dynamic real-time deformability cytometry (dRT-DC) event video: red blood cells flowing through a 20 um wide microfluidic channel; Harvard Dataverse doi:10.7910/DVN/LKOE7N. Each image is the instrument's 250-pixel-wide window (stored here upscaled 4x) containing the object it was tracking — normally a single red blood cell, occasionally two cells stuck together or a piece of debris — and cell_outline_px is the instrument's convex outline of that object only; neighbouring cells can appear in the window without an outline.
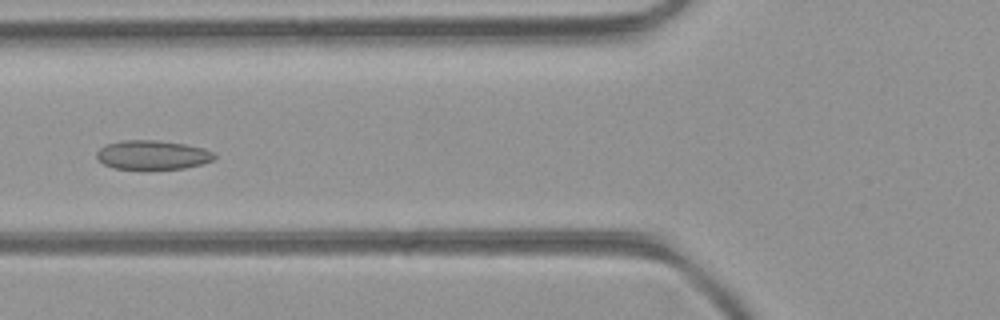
{"species": "common noctule bat (a hibernating species)", "species_latin": "Nyctalus noctula", "temperature_condition": "room temperature", "stored_images_in_passage": 49, "camera_frame_rate_fps": 3000, "um_per_image_px": 0.085, "animal": {"sex": "female", "body_mass_g": 21.9}, "frame": {"image": 1, "passage_image": 18, "time_ms": 5.667, "image_size_px": [1000, 320], "cell_outline_px": [[216, 156], [212, 160], [200, 164], [184, 168], [112, 168], [104, 164], [96, 156], [96, 152], [104, 144], [124, 140], [156, 140], [188, 144], [204, 148], [212, 152]], "centroid_in_image_um": [12.95, 13.14], "position_along_channel_um": 112.9, "area_um2": 19.77}}
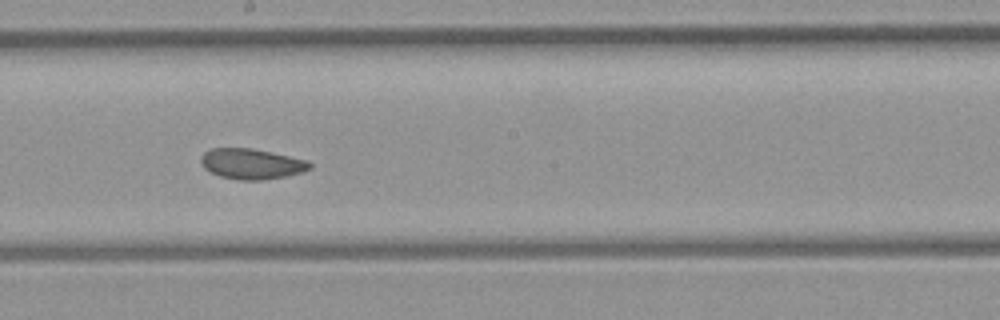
{"frame": {"image": 2, "passage_image": 26, "time_ms": 8.333, "image_size_px": [1000, 320], "cell_outline_px": [[312, 168], [304, 172], [284, 176], [260, 180], [240, 180], [220, 176], [204, 168], [200, 164], [200, 156], [204, 152], [212, 148], [252, 148], [308, 160], [312, 164]], "centroid_in_image_um": [21.38, 13.92], "position_along_channel_um": 226.8, "area_um2": 19.36}}
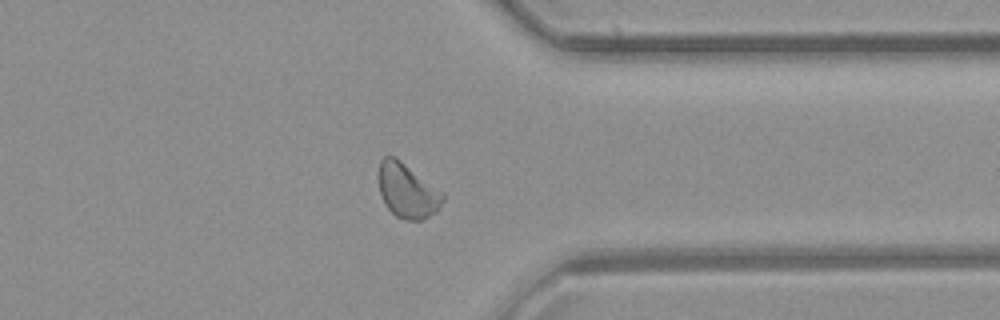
{"frame": {"image": 3, "passage_image": 37, "time_ms": 12.0, "image_size_px": [1000, 320], "cell_outline_px": [[444, 200], [436, 212], [420, 220], [404, 220], [396, 216], [384, 204], [380, 192], [380, 160], [384, 156], [396, 156], [444, 192]], "centroid_in_image_um": [34.65, 16.2], "position_along_channel_um": 376.8, "area_um2": 20.4}}